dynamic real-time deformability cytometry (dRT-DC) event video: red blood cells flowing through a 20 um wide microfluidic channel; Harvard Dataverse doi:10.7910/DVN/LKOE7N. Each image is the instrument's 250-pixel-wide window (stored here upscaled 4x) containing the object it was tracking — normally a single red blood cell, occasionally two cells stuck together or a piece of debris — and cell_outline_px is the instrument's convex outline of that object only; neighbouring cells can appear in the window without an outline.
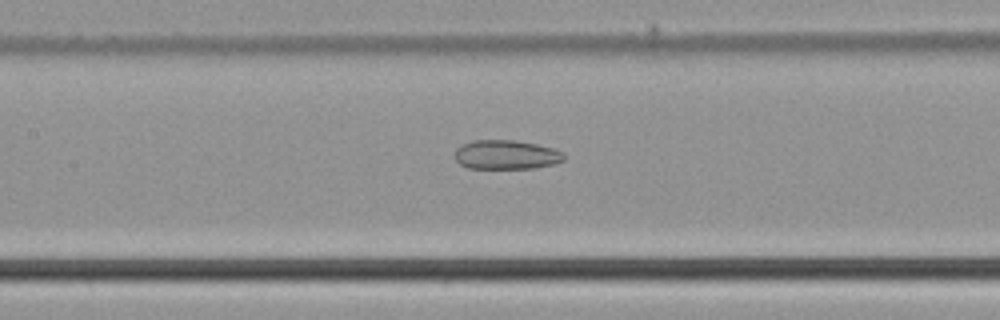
{"species": "common noctule bat (a hibernating species)", "species_latin": "Nyctalus noctula", "temperature_condition": "cold", "stored_images_in_passage": 11, "camera_frame_rate_fps": 3000, "um_per_image_px": 0.085, "animal": {"sex": "male", "body_mass_g": 21.5, "forearm_length_mm": 52.0}, "frame": {"image": 1, "passage_image": 10, "time_ms": 3.0, "image_size_px": [1000, 320], "cell_outline_px": [[564, 160], [552, 164], [536, 168], [468, 168], [460, 164], [456, 160], [456, 148], [472, 140], [516, 140], [536, 144], [552, 148], [564, 152]], "centroid_in_image_um": [43.04, 13.15], "position_along_channel_um": 164.4, "area_um2": 18.5}}